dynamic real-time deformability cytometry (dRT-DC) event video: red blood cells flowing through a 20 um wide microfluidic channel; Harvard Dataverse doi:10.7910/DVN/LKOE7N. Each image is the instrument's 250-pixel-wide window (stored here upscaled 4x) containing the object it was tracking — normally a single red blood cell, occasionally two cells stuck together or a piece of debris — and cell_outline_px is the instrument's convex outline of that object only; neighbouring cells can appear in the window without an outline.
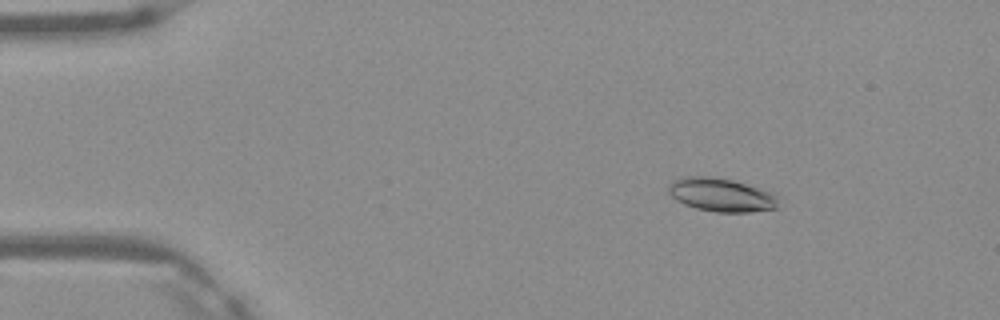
{"species": "Egyptian fruit bat (a non-hibernating species)", "species_latin": "Rousettus aegyptiacus", "temperature_condition": "warm", "stored_images_in_passage": 4, "camera_frame_rate_fps": 3000, "um_per_image_px": 0.085, "frame": {"image": 1, "passage_image": 3, "time_ms": 0.667, "image_size_px": [1000, 320], "cell_outline_px": [[780, 196], [776, 208], [752, 212], [716, 212], [696, 208], [684, 204], [676, 200], [668, 192], [668, 184], [672, 180], [680, 176], [716, 176], [732, 180], [772, 192]], "centroid_in_image_um": [61.29, 16.55], "position_along_channel_um": 23.7, "area_um2": 21.73}}